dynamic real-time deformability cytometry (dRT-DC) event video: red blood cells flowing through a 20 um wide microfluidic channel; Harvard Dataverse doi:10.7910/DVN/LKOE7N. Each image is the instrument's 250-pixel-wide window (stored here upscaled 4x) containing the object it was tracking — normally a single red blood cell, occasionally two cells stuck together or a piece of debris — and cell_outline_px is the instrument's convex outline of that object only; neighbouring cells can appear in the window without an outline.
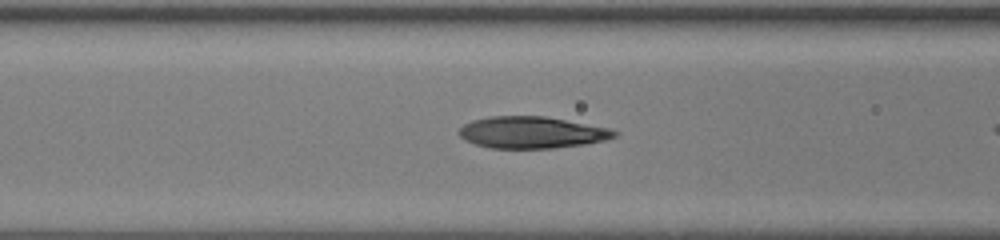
{"species": "human", "species_latin": "Homo sapiens", "temperature_condition": "room temperature", "stored_images_in_passage": 30, "camera_frame_rate_fps": 3000, "um_per_image_px": 0.085, "donor": {"sex": "female"}, "frame": {"image": 1, "passage_image": 11, "time_ms": 3.333, "image_size_px": [1000, 240], "cell_outline_px": [[608, 136], [592, 140], [568, 144], [532, 148], [508, 148], [484, 144], [476, 140], [488, 120], [520, 116], [556, 120], [592, 128], [608, 132]], "centroid_in_image_um": [45.47, 11.3], "position_along_channel_um": 121.1, "area_um2": 21.21}}
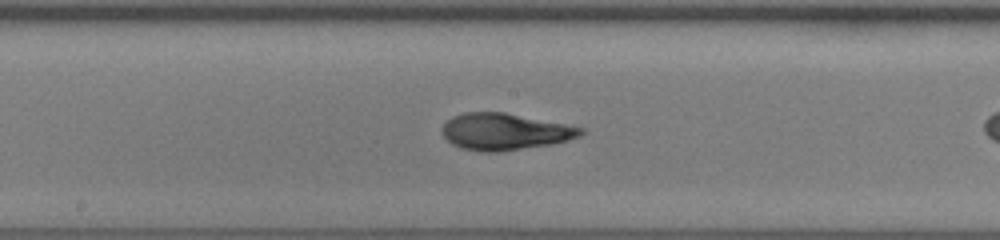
{"frame": {"image": 2, "passage_image": 17, "time_ms": 5.333, "image_size_px": [1000, 240], "cell_outline_px": [[576, 132], [568, 136], [556, 140], [508, 148], [476, 148], [460, 144], [452, 136], [488, 116], [508, 116], [568, 128]], "centroid_in_image_um": [43.28, 11.3], "position_along_channel_um": 204.9, "area_um2": 18.9}}
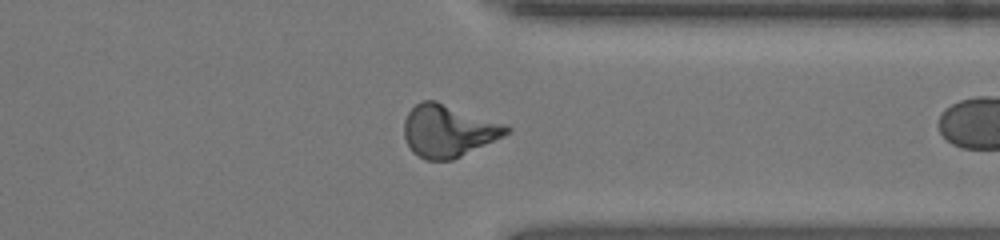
{"frame": {"image": 3, "passage_image": 29, "time_ms": 9.333, "image_size_px": [1000, 240], "cell_outline_px": [[504, 132], [456, 156], [424, 156], [420, 152], [432, 104], [436, 104], [504, 128]], "centroid_in_image_um": [38.65, 11.27], "position_along_channel_um": 372.7, "area_um2": 19.36}}